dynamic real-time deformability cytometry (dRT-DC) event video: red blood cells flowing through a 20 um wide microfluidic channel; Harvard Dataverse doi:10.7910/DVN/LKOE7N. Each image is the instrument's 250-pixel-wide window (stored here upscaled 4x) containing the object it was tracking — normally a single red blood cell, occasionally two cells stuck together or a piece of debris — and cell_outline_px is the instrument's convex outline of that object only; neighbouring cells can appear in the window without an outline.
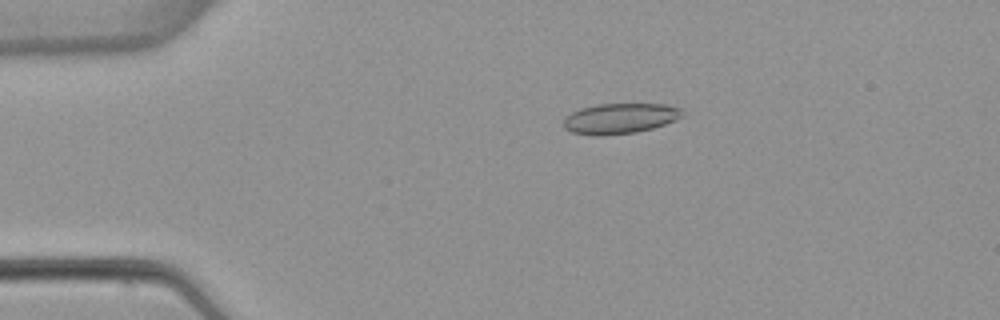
{"species": "common noctule bat (a hibernating species)", "species_latin": "Nyctalus noctula", "temperature_condition": "warm", "stored_images_in_passage": 4, "camera_frame_rate_fps": 3000, "um_per_image_px": 0.085, "animal": {"sex": "female", "body_mass_g": 22.7, "forearm_length_mm": 54.2}, "frame": {"image": 1, "passage_image": 3, "time_ms": 3.0, "image_size_px": [1000, 320], "cell_outline_px": [[684, 116], [676, 120], [652, 128], [636, 132], [600, 136], [592, 136], [572, 132], [564, 128], [564, 120], [572, 112], [580, 108], [596, 104], [668, 104], [684, 108]], "centroid_in_image_um": [52.74, 10.06], "position_along_channel_um": 32.3, "area_um2": 21.27}}